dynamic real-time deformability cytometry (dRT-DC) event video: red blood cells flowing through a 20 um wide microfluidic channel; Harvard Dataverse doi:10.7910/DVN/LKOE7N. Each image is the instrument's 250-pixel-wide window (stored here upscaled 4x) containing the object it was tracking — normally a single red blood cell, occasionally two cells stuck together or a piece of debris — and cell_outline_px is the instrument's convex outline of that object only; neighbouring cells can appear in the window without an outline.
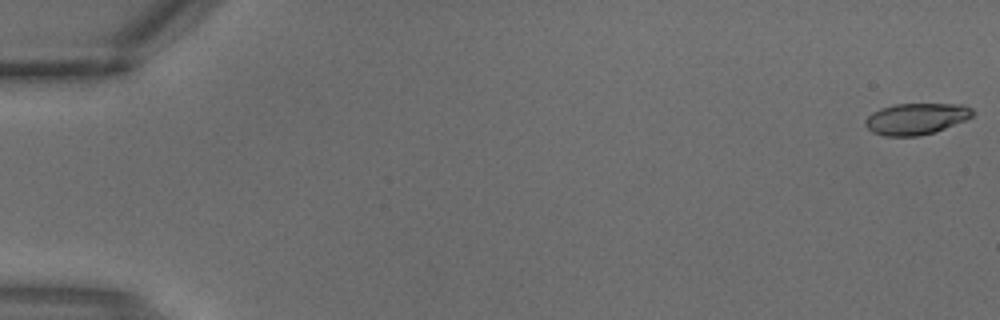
{"species": "common noctule bat (a hibernating species)", "species_latin": "Nyctalus noctula", "temperature_condition": "warm", "stored_images_in_passage": 3, "camera_frame_rate_fps": 3000, "um_per_image_px": 0.085, "animal": {"sex": "male", "body_mass_g": 18.8}, "frame": {"image": 1, "passage_image": 1, "time_ms": 0.0, "image_size_px": [1000, 320], "cell_outline_px": [[976, 112], [972, 116], [964, 120], [944, 128], [932, 132], [916, 136], [884, 136], [872, 132], [864, 124], [864, 120], [872, 112], [880, 108], [892, 104], [964, 104], [972, 108]], "centroid_in_image_um": [77.85, 10.08], "position_along_channel_um": 7.2, "area_um2": 19.59}}
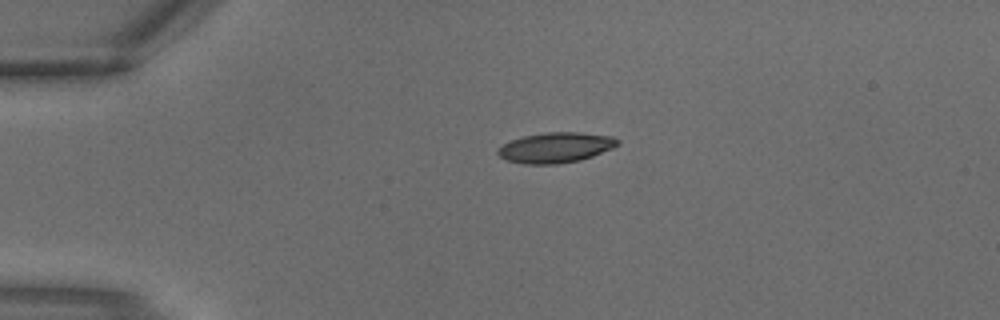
{"frame": {"image": 2, "passage_image": 3, "time_ms": 0.667, "image_size_px": [1000, 320], "cell_outline_px": [[620, 144], [612, 148], [592, 156], [580, 160], [556, 164], [524, 164], [508, 160], [500, 156], [496, 152], [504, 144], [512, 140], [524, 136], [544, 132], [580, 132], [612, 136], [620, 140]], "centroid_in_image_um": [47.27, 12.53], "position_along_channel_um": 37.7, "area_um2": 21.04}}